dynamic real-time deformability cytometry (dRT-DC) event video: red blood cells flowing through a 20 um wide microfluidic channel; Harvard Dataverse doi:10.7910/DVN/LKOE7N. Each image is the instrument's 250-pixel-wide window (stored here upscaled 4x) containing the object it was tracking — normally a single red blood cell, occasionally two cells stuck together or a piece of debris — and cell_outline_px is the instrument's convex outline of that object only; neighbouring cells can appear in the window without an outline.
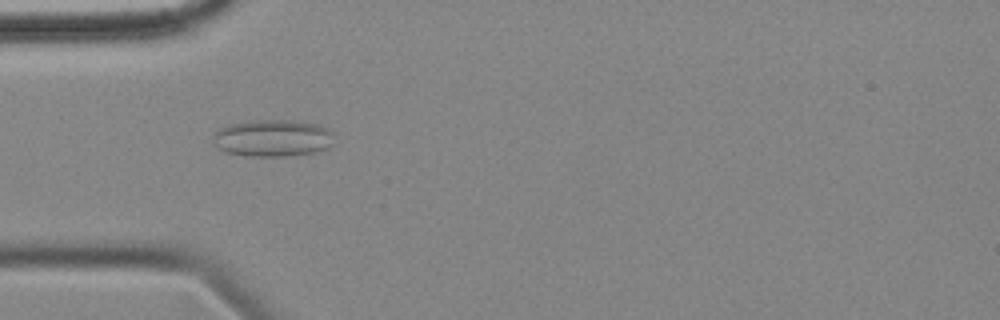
{"species": "common noctule bat (a hibernating species)", "species_latin": "Nyctalus noctula", "temperature_condition": "cold", "stored_images_in_passage": 46, "camera_frame_rate_fps": 3000, "um_per_image_px": 0.085, "animal": {"sex": "female", "body_mass_g": 18.4}, "frame": {"image": 1, "passage_image": 6, "time_ms": 1.667, "image_size_px": [1000, 320], "cell_outline_px": [[332, 144], [328, 148], [316, 152], [288, 156], [248, 156], [224, 152], [216, 148], [212, 144], [212, 136], [220, 128], [228, 124], [256, 120], [288, 120], [320, 124], [328, 128], [332, 132]], "centroid_in_image_um": [23.15, 11.74], "position_along_channel_um": 61.8, "area_um2": 26.47}}
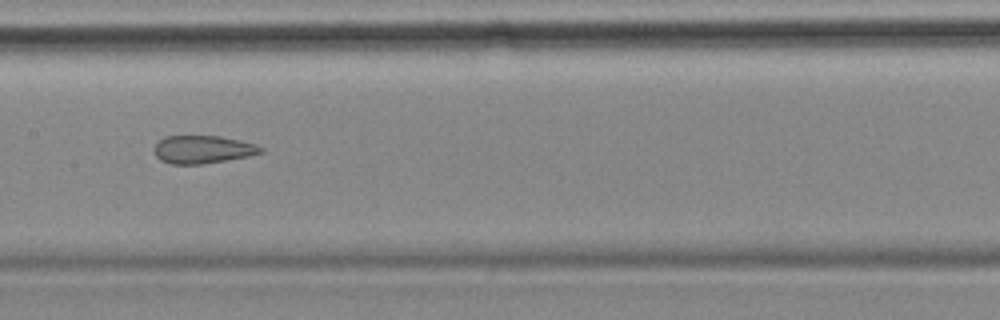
{"frame": {"image": 2, "passage_image": 17, "time_ms": 5.333, "image_size_px": [1000, 320], "cell_outline_px": [[264, 152], [248, 156], [228, 160], [200, 164], [172, 164], [160, 160], [156, 156], [152, 148], [164, 136], [220, 136], [240, 140], [256, 144], [264, 148]], "centroid_in_image_um": [17.24, 12.7], "position_along_channel_um": 190.2, "area_um2": 17.46}}
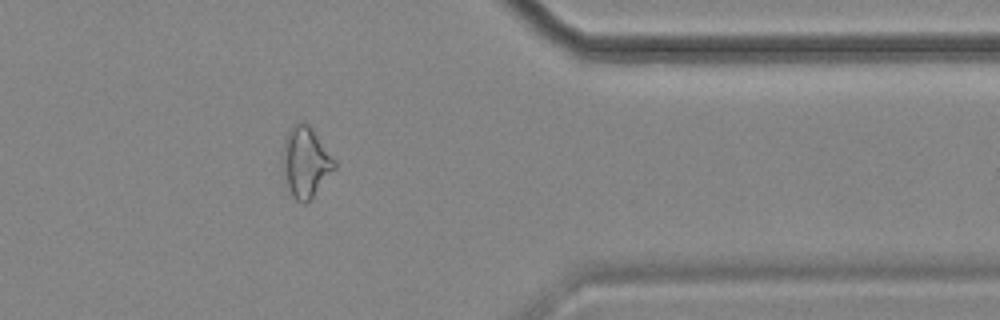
{"frame": {"image": 3, "passage_image": 35, "time_ms": 11.333, "image_size_px": [1000, 320], "cell_outline_px": [[336, 168], [312, 196], [304, 204], [296, 200], [292, 196], [288, 188], [284, 172], [284, 136], [288, 128], [304, 120], [312, 128], [336, 160]], "centroid_in_image_um": [25.99, 13.73], "position_along_channel_um": 385.4, "area_um2": 20.98}, "authors_computed_cell_mechanics": {"area_um2": 20.23, "velocity_mm_per_s": 3.5279, "shape_relaxation_time_tau1_ms": null, "shape_relaxation_time_tau2_ms": 2.4133, "deformation_change_tau1": null, "deformation_change_tau2": 0.1154}}